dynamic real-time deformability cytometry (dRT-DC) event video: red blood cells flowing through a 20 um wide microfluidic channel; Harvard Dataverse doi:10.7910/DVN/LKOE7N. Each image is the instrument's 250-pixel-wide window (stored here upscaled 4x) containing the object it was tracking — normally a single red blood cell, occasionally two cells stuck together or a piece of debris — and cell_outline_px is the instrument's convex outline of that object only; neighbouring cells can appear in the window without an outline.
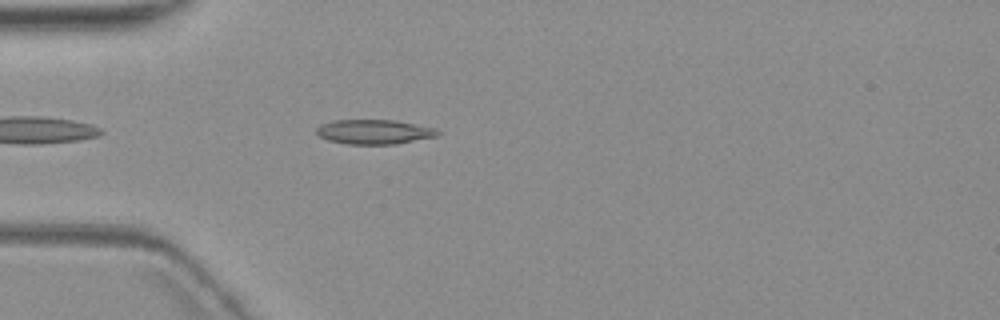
{"species": "common noctule bat (a hibernating species)", "species_latin": "Nyctalus noctula", "temperature_condition": "warm", "stored_images_in_passage": 4, "camera_frame_rate_fps": 3000, "um_per_image_px": 0.085, "animal": {"sex": "female", "body_mass_g": 19.3, "forearm_length_mm": 54.1}, "frame": {"image": 1, "passage_image": 4, "time_ms": 4.667, "image_size_px": [1000, 320], "cell_outline_px": [[440, 136], [396, 144], [348, 144], [328, 140], [320, 136], [316, 132], [316, 128], [320, 124], [336, 120], [396, 120], [436, 128], [440, 132]], "centroid_in_image_um": [31.85, 11.2], "position_along_channel_um": 53.2, "area_um2": 17.46}}